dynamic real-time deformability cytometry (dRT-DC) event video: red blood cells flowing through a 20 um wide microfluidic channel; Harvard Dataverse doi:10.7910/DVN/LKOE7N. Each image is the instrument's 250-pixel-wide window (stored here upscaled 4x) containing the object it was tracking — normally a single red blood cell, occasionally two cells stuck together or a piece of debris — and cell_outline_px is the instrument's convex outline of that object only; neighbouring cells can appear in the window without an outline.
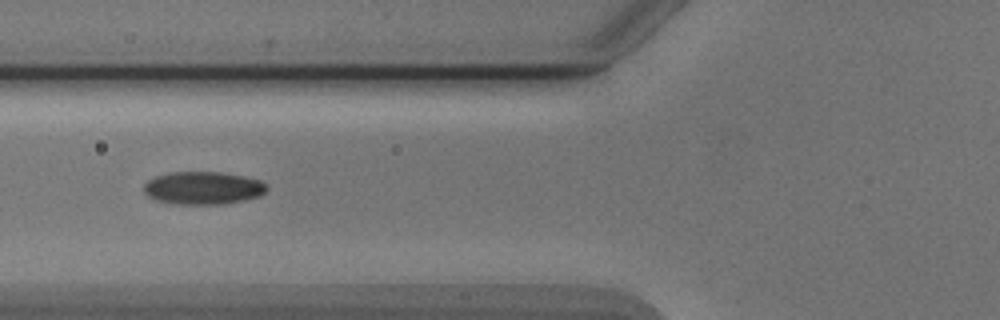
{"species": "Egyptian fruit bat (a non-hibernating species)", "species_latin": "Rousettus aegyptiacus", "temperature_condition": "cold", "stored_images_in_passage": 8, "camera_frame_rate_fps": 3000, "um_per_image_px": 0.085, "animal": {"sex": "male"}, "frame": {"image": 1, "passage_image": 5, "time_ms": 4.667, "image_size_px": [1000, 320], "cell_outline_px": [[268, 188], [260, 196], [244, 200], [224, 204], [176, 204], [156, 200], [148, 196], [144, 192], [144, 184], [148, 180], [156, 176], [172, 172], [220, 172], [244, 176], [260, 180]], "centroid_in_image_um": [17.26, 15.98], "position_along_channel_um": 108.5, "area_um2": 23.47}}
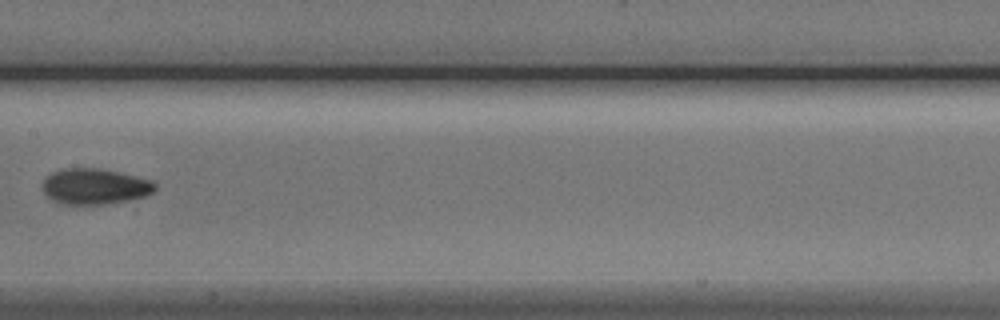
{"frame": {"image": 2, "passage_image": 7, "time_ms": 7.0, "image_size_px": [1000, 320], "cell_outline_px": [[156, 188], [148, 196], [104, 204], [60, 204], [52, 200], [44, 192], [44, 180], [52, 172], [64, 168], [100, 168], [152, 180], [156, 184]], "centroid_in_image_um": [8.07, 15.84], "position_along_channel_um": 199.3, "area_um2": 23.29}}
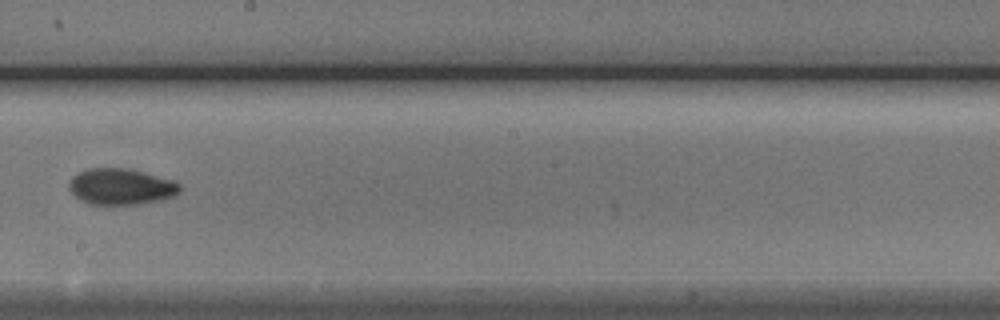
{"frame": {"image": 3, "passage_image": 8, "time_ms": 8.0, "image_size_px": [1000, 320], "cell_outline_px": [[180, 192], [172, 196], [160, 200], [136, 204], [92, 204], [80, 200], [68, 188], [68, 184], [72, 176], [88, 168], [128, 168], [176, 180], [180, 184]], "centroid_in_image_um": [10.3, 15.85], "position_along_channel_um": 237.9, "area_um2": 23.35}}